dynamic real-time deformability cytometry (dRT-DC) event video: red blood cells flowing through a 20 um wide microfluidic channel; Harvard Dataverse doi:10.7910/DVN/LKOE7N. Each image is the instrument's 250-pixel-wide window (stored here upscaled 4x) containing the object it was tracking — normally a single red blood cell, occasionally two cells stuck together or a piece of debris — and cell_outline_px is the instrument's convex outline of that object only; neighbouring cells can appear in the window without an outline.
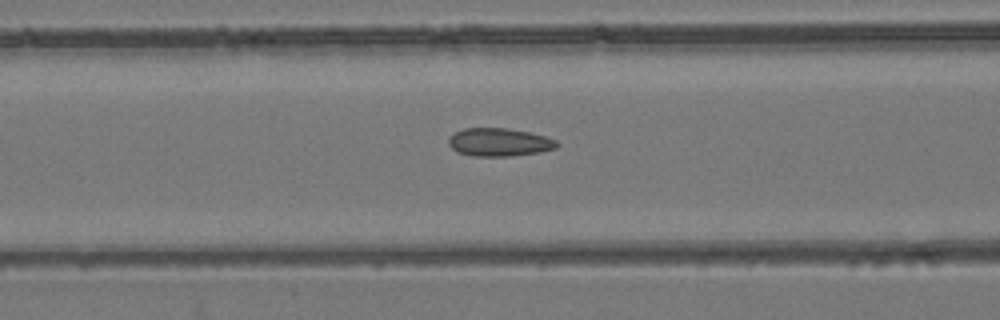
{"species": "common noctule bat (a hibernating species)", "species_latin": "Nyctalus noctula", "temperature_condition": "room temperature", "stored_images_in_passage": 56, "camera_frame_rate_fps": 3000, "um_per_image_px": 0.085, "animal": {"sex": "female", "body_mass_g": 24.6, "forearm_length_mm": 56.2}, "frame": {"image": 1, "passage_image": 23, "time_ms": 7.333, "image_size_px": [1000, 320], "cell_outline_px": [[560, 144], [556, 148], [540, 152], [508, 156], [472, 156], [456, 152], [448, 144], [448, 136], [464, 128], [508, 128], [528, 132], [544, 136], [556, 140]], "centroid_in_image_um": [42.41, 12.09], "position_along_channel_um": 124.2, "area_um2": 17.8}}
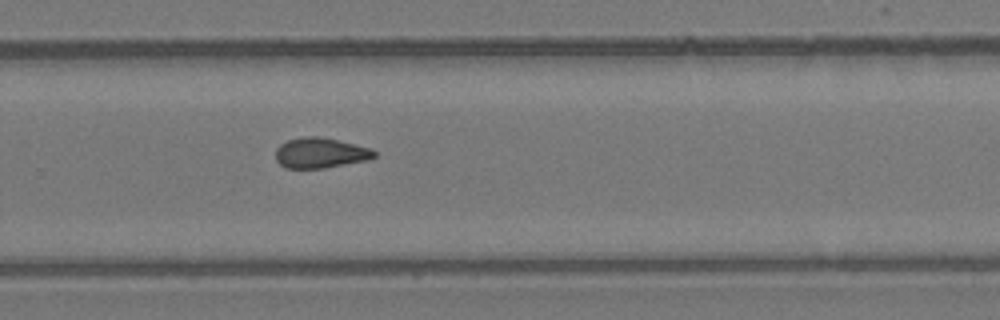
{"frame": {"image": 2, "passage_image": 37, "time_ms": 12.0, "image_size_px": [1000, 320], "cell_outline_px": [[376, 156], [368, 160], [324, 168], [284, 168], [276, 160], [276, 148], [280, 144], [288, 140], [304, 136], [320, 136], [356, 144], [368, 148], [376, 152]], "centroid_in_image_um": [27.21, 12.99], "position_along_channel_um": 302.6, "area_um2": 17.46}}
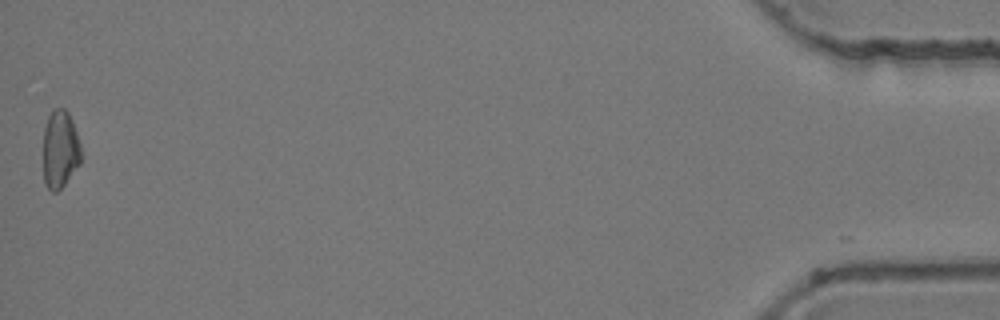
{"frame": {"image": 3, "passage_image": 55, "time_ms": 18.0, "image_size_px": [1000, 320], "cell_outline_px": [[80, 164], [64, 184], [56, 192], [52, 192], [48, 188], [44, 180], [44, 128], [48, 116], [52, 108], [64, 108], [68, 112], [72, 120], [80, 144]], "centroid_in_image_um": [5.1, 12.66], "position_along_channel_um": 430.1, "area_um2": 17.05}, "authors_computed_cell_mechanics": {"area_um2": 17.6868, "velocity_mm_per_s": 3.8353, "shape_relaxation_time_tau1_ms": null, "shape_relaxation_time_tau2_ms": 2.1985, "deformation_change_tau1": null, "deformation_change_tau2": 0.0695}}